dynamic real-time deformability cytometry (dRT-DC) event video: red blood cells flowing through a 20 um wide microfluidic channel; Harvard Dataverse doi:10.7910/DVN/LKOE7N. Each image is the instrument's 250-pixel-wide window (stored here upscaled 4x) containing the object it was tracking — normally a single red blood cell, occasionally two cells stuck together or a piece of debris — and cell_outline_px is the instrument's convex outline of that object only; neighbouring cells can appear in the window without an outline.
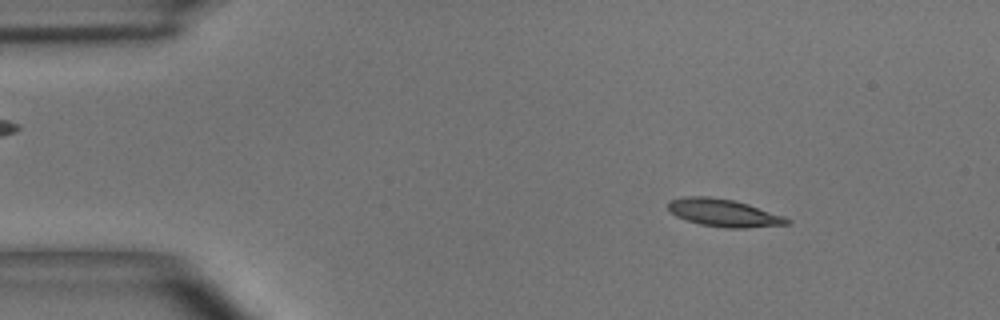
{"species": "common noctule bat (a hibernating species)", "species_latin": "Nyctalus noctula", "temperature_condition": "room temperature", "stored_images_in_passage": 47, "camera_frame_rate_fps": 3000, "um_per_image_px": 0.085, "animal": {"sex": "male", "body_mass_g": 15.6}, "frame": {"image": 1, "passage_image": 4, "time_ms": 1.0, "image_size_px": [1000, 320], "cell_outline_px": [[792, 220], [788, 224], [744, 228], [724, 228], [700, 224], [676, 216], [668, 208], [668, 200], [684, 196], [708, 196], [732, 200], [748, 204], [784, 216]], "centroid_in_image_um": [61.5, 18.09], "position_along_channel_um": 23.5, "area_um2": 19.02}}
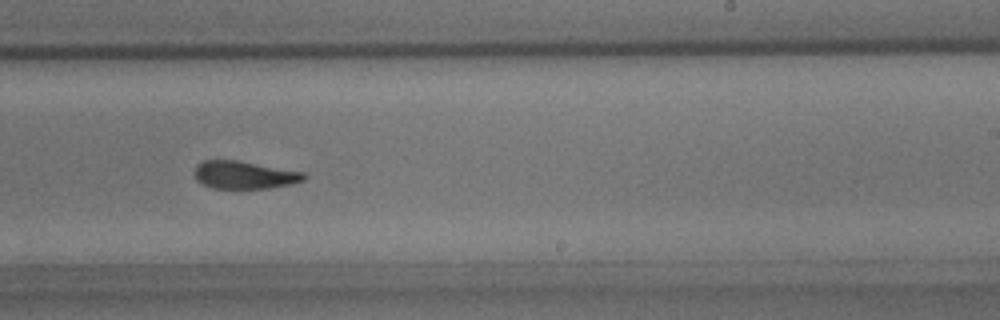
{"frame": {"image": 2, "passage_image": 28, "time_ms": 9.0, "image_size_px": [1000, 320], "cell_outline_px": [[308, 176], [304, 180], [292, 184], [268, 188], [212, 188], [196, 180], [196, 164], [204, 160], [236, 160], [304, 172]], "centroid_in_image_um": [20.79, 14.87], "position_along_channel_um": 268.2, "area_um2": 17.57}}
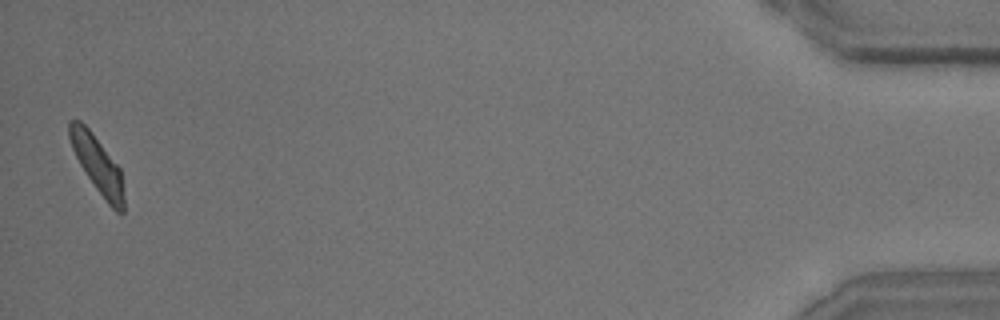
{"frame": {"image": 3, "passage_image": 47, "time_ms": 15.333, "image_size_px": [1000, 320], "cell_outline_px": [[124, 212], [116, 212], [108, 204], [96, 188], [80, 164], [72, 148], [68, 136], [68, 120], [80, 120], [92, 132], [120, 168], [124, 196]], "centroid_in_image_um": [8.28, 13.97], "position_along_channel_um": 426.9, "area_um2": 17.8}, "authors_computed_cell_mechanics": {"area_um2": 18.785, "velocity_mm_per_s": 3.9165, "shape_relaxation_time_tau1_ms": 3.372, "shape_relaxation_time_tau2_ms": 2.0733, "deformation_change_tau1": 0.1474, "deformation_change_tau2": 0.0782}}